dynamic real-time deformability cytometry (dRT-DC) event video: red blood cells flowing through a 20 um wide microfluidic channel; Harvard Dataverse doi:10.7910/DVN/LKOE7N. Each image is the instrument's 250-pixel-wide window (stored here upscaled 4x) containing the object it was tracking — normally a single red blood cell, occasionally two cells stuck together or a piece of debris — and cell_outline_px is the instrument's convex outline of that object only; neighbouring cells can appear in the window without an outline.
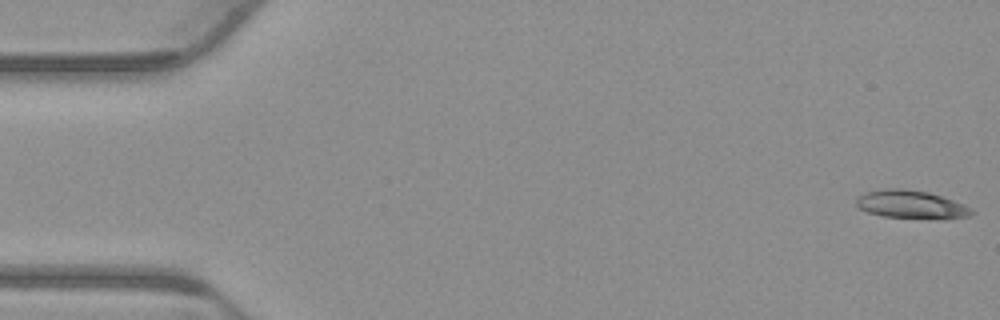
{"species": "common noctule bat (a hibernating species)", "species_latin": "Nyctalus noctula", "temperature_condition": "warm", "stored_images_in_passage": 52, "camera_frame_rate_fps": 3000, "um_per_image_px": 0.085, "animal": {"sex": "male", "body_mass_g": 23.1, "forearm_length_mm": 52.7}, "frame": {"image": 1, "passage_image": 1, "time_ms": 0.0, "image_size_px": [1000, 320], "cell_outline_px": [[972, 212], [968, 216], [944, 220], [884, 216], [868, 212], [860, 208], [856, 204], [856, 200], [860, 196], [868, 192], [884, 188], [904, 188], [928, 192], [964, 204], [972, 208]], "centroid_in_image_um": [77.48, 17.39], "position_along_channel_um": 7.5, "area_um2": 18.9}}
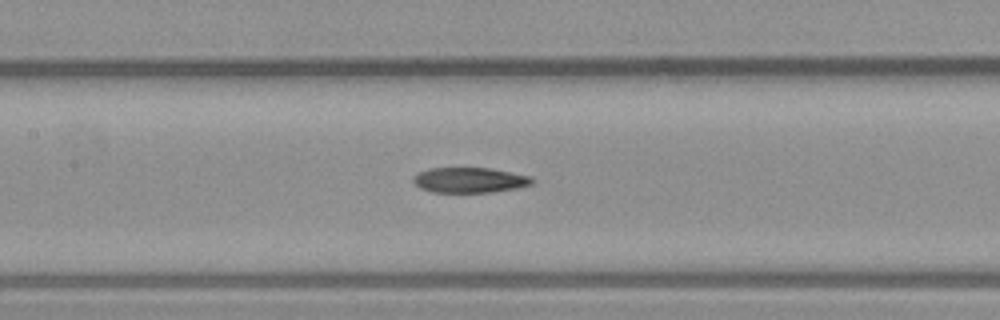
{"frame": {"image": 2, "passage_image": 24, "time_ms": 7.667, "image_size_px": [1000, 320], "cell_outline_px": [[536, 180], [532, 184], [516, 188], [492, 192], [432, 192], [420, 188], [412, 180], [412, 176], [416, 172], [428, 168], [488, 168], [532, 176]], "centroid_in_image_um": [39.9, 15.3], "position_along_channel_um": 167.5, "area_um2": 17.63}}
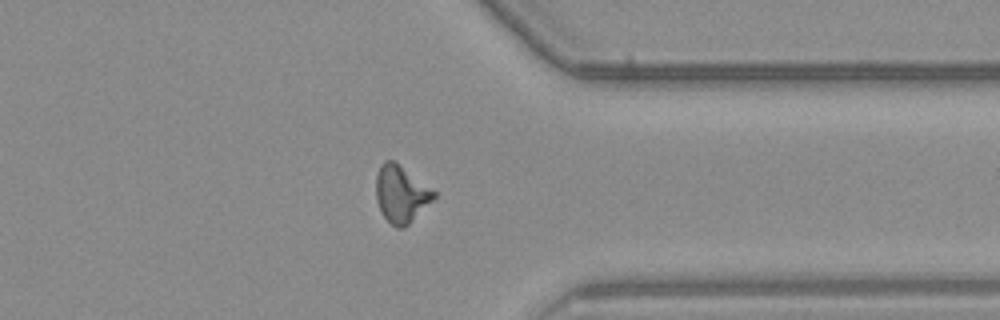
{"frame": {"image": 3, "passage_image": 41, "time_ms": 13.333, "image_size_px": [1000, 320], "cell_outline_px": [[436, 196], [404, 228], [396, 228], [384, 216], [376, 200], [376, 176], [380, 164], [384, 160], [396, 160], [436, 192]], "centroid_in_image_um": [34.07, 16.44], "position_along_channel_um": 377.3, "area_um2": 19.13}, "authors_computed_cell_mechanics": {"area_um2": 18.5827, "velocity_mm_per_s": 3.847, "shape_relaxation_time_tau1_ms": null, "shape_relaxation_time_tau2_ms": 5.9405, "deformation_change_tau1": null, "deformation_change_tau2": 0.165}}